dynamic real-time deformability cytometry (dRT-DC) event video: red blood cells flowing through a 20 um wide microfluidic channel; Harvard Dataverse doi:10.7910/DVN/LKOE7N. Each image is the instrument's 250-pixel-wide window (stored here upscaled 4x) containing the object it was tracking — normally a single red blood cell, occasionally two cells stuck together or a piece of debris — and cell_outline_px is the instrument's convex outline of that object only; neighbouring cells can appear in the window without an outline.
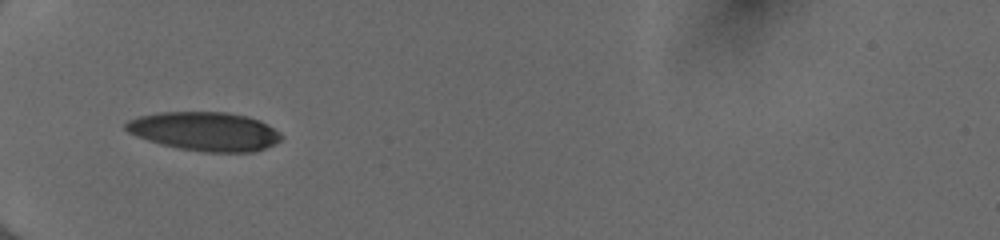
{"species": "human", "species_latin": "Homo sapiens", "temperature_condition": "cold", "stored_images_in_passage": 16, "camera_frame_rate_fps": 3000, "um_per_image_px": 0.085, "donor": {"sex": "female"}, "frame": {"image": 1, "passage_image": 1, "time_ms": 0.0, "image_size_px": [1000, 240], "cell_outline_px": [[284, 136], [280, 140], [264, 148], [252, 152], [204, 152], [180, 148], [160, 144], [136, 136], [128, 132], [124, 128], [124, 124], [128, 120], [140, 116], [160, 112], [228, 112], [248, 116], [260, 120], [280, 132]], "centroid_in_image_um": [17.41, 11.16], "position_along_channel_um": 67.6, "area_um2": 35.2}}
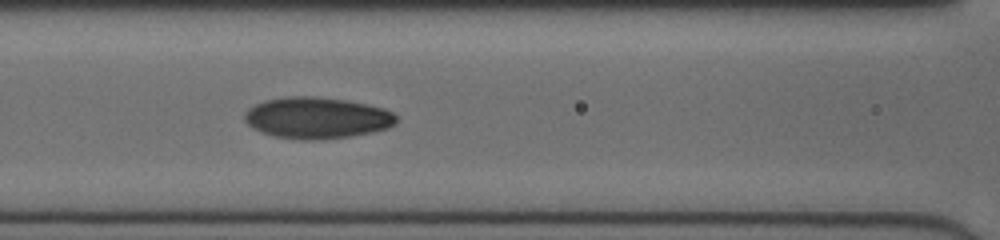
{"frame": {"image": 2, "passage_image": 7, "time_ms": 2.0, "image_size_px": [1000, 240], "cell_outline_px": [[396, 124], [388, 128], [372, 132], [348, 136], [316, 140], [300, 140], [272, 136], [260, 132], [252, 128], [244, 120], [244, 112], [248, 108], [264, 100], [288, 96], [316, 96], [344, 100], [364, 104], [380, 108], [392, 112], [396, 116]], "centroid_in_image_um": [26.87, 10.02], "position_along_channel_um": 139.7, "area_um2": 36.59}}